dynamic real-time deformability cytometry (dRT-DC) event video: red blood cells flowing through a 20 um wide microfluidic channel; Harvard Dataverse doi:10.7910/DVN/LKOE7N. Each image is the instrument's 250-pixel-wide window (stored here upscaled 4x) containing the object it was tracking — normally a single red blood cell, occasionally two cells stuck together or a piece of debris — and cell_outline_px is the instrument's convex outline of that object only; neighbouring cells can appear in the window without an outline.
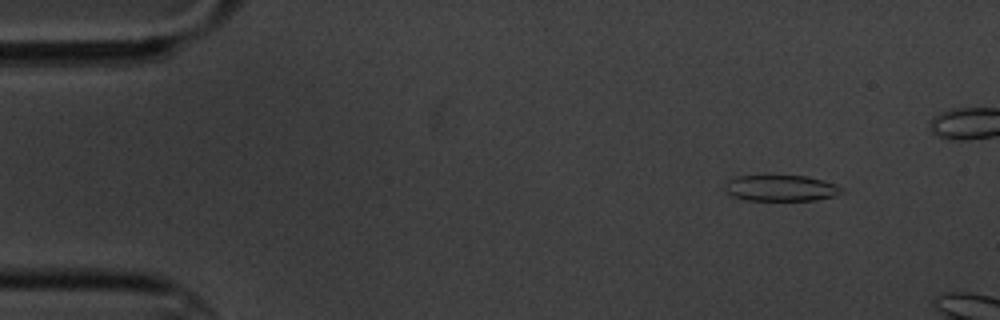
{"species": "common noctule bat (a hibernating species)", "species_latin": "Nyctalus noctula", "temperature_condition": "cold", "stored_images_in_passage": 5, "camera_frame_rate_fps": 3000, "um_per_image_px": 0.085, "animal": {"sex": "male", "body_mass_g": 20.1, "forearm_length_mm": 53.5}, "frame": {"image": 1, "passage_image": 2, "time_ms": 1.333, "image_size_px": [1000, 320], "cell_outline_px": [[844, 192], [836, 196], [816, 200], [748, 200], [732, 196], [724, 188], [724, 184], [728, 180], [736, 176], [808, 176], [824, 180], [836, 184], [844, 188]], "centroid_in_image_um": [66.43, 15.99], "position_along_channel_um": 18.6, "area_um2": 17.86}}